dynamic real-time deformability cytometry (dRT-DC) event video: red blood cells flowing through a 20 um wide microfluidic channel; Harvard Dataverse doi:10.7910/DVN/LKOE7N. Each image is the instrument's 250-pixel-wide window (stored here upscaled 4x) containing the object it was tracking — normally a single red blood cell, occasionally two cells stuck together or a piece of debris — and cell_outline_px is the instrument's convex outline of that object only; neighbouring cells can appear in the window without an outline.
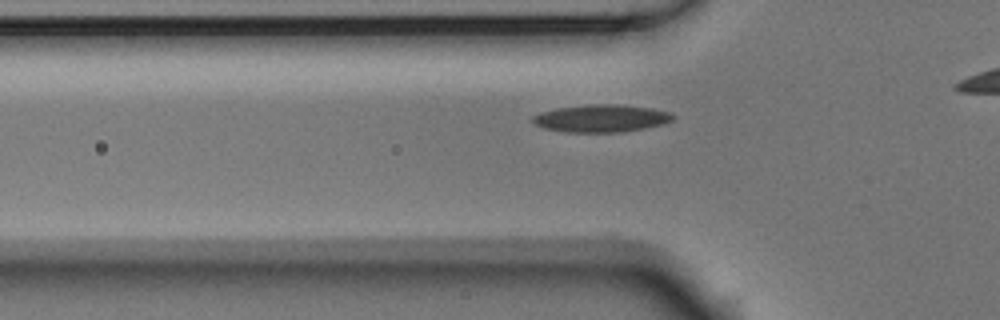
{"species": "Egyptian fruit bat (a non-hibernating species)", "species_latin": "Rousettus aegyptiacus", "temperature_condition": "room temperature", "stored_images_in_passage": 34, "camera_frame_rate_fps": 3000, "um_per_image_px": 0.085, "animal": {"sex": "male"}, "frame": {"image": 1, "passage_image": 7, "time_ms": 2.0, "image_size_px": [1000, 320], "cell_outline_px": [[676, 116], [672, 120], [664, 124], [620, 132], [568, 132], [544, 128], [536, 124], [532, 120], [532, 116], [540, 112], [556, 108], [588, 104], [616, 104], [652, 108], [672, 112]], "centroid_in_image_um": [51.13, 10.05], "position_along_channel_um": 74.7, "area_um2": 22.48}}
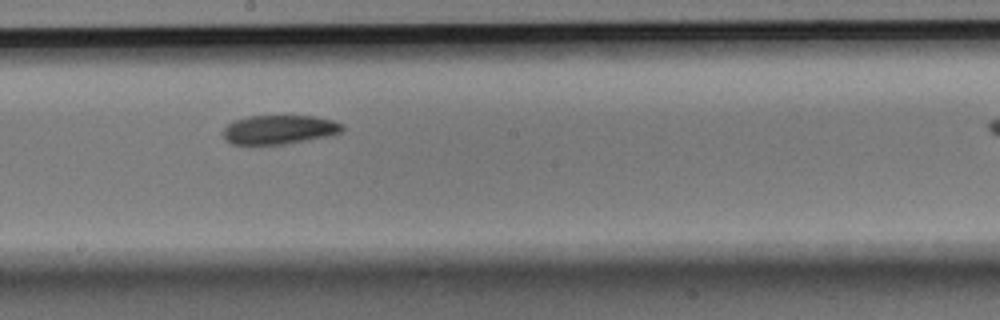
{"frame": {"image": 2, "passage_image": 19, "time_ms": 6.0, "image_size_px": [1000, 320], "cell_outline_px": [[344, 128], [340, 132], [332, 136], [284, 144], [232, 144], [224, 140], [224, 128], [228, 124], [236, 120], [248, 116], [316, 116], [332, 120], [344, 124]], "centroid_in_image_um": [23.77, 11.02], "position_along_channel_um": 224.4, "area_um2": 20.23}}
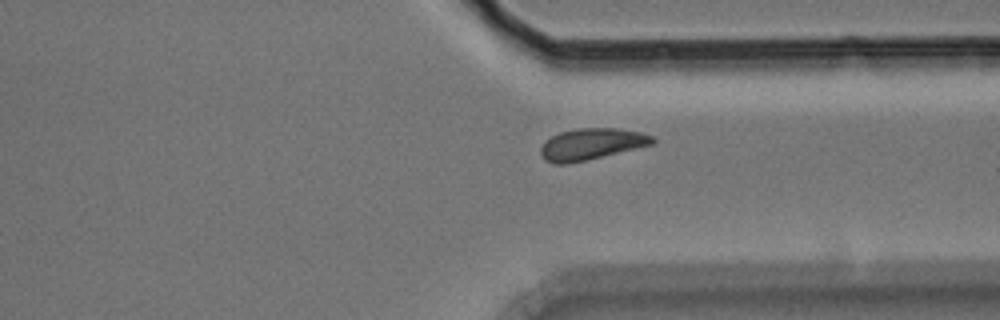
{"frame": {"image": 3, "passage_image": 30, "time_ms": 9.667, "image_size_px": [1000, 320], "cell_outline_px": [[656, 144], [568, 164], [552, 164], [544, 160], [540, 152], [540, 148], [544, 140], [560, 132], [580, 128], [616, 128], [640, 132], [652, 136], [656, 140]], "centroid_in_image_um": [50.26, 12.25], "position_along_channel_um": 361.1, "area_um2": 20.63}}